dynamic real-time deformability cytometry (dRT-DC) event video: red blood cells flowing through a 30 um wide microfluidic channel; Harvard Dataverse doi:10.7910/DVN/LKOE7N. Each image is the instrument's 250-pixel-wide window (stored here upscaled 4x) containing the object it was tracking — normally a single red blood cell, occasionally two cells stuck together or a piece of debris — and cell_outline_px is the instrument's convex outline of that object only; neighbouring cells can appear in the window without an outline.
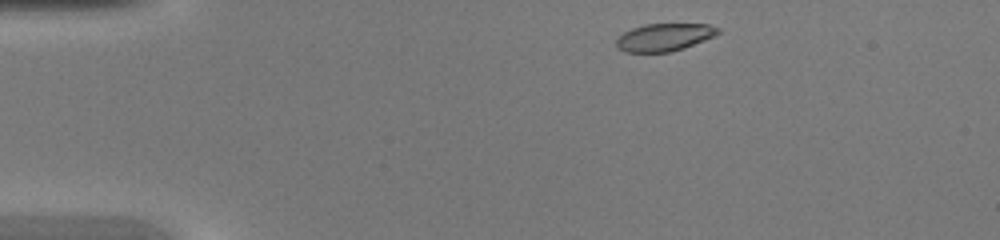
{"species": "common noctule bat (a hibernating species)", "species_latin": "Nyctalus noctula", "temperature_condition": "warm", "stored_images_in_passage": 39, "camera_frame_rate_fps": 3000, "um_per_image_px": 0.085, "animal": {"sex": "female", "body_mass_g": 20.0, "forearm_length_mm": 54.0}, "frame": {"image": 1, "passage_image": 1, "time_ms": 0.0, "image_size_px": [1000, 240], "cell_outline_px": [[720, 32], [716, 36], [684, 48], [668, 52], [624, 52], [616, 48], [616, 40], [624, 32], [632, 28], [644, 24], [708, 24], [720, 28]], "centroid_in_image_um": [56.47, 3.16], "position_along_channel_um": 28.5, "area_um2": 16.47}}
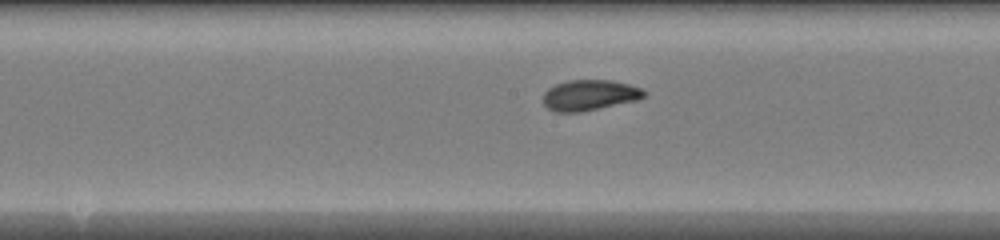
{"frame": {"image": 2, "passage_image": 17, "time_ms": 5.333, "image_size_px": [1000, 240], "cell_outline_px": [[648, 92], [644, 96], [636, 100], [580, 112], [556, 112], [548, 108], [544, 104], [544, 92], [548, 88], [556, 84], [568, 80], [612, 80], [628, 84], [640, 88]], "centroid_in_image_um": [50.1, 8.08], "position_along_channel_um": 198.1, "area_um2": 17.86}}
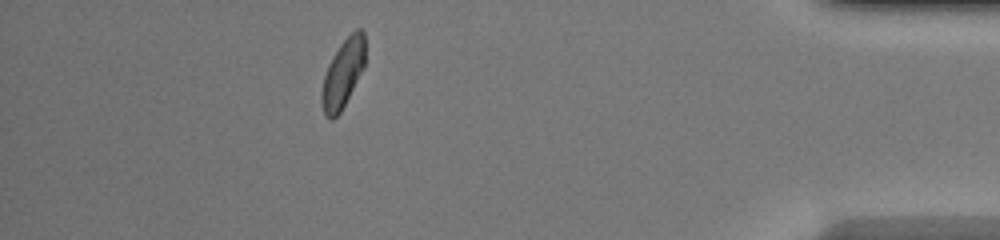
{"frame": {"image": 3, "passage_image": 34, "time_ms": 11.0, "image_size_px": [1000, 240], "cell_outline_px": [[364, 68], [340, 112], [332, 120], [328, 120], [324, 116], [320, 100], [320, 92], [324, 76], [328, 64], [332, 56], [340, 44], [356, 28], [360, 28], [364, 32]], "centroid_in_image_um": [29.11, 6.28], "position_along_channel_um": 406.1, "area_um2": 17.4}}